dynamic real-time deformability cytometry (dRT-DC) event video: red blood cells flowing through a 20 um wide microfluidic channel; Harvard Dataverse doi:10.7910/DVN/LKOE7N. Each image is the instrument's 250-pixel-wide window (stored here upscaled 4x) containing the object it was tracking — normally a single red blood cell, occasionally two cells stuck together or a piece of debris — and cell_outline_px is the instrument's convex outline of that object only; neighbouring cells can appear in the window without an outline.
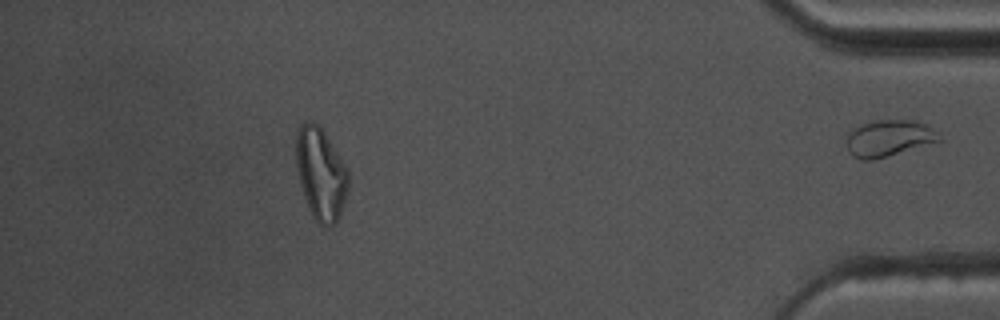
{"species": "common noctule bat (a hibernating species)", "species_latin": "Nyctalus noctula", "temperature_condition": "warm", "stored_images_in_passage": 42, "segment_of_instrument_passage": [2, 2], "camera_frame_rate_fps": 3000, "um_per_image_px": 0.085, "animal": {"sex": "male", "body_mass_g": 17.5, "forearm_length_mm": 52.3}, "frame": {"image": 1, "passage_image": 42, "time_ms": 13.667, "image_size_px": [1000, 320], "cell_outline_px": [[940, 140], [872, 160], [860, 160], [852, 156], [848, 152], [848, 132], [852, 128], [860, 124], [880, 120], [912, 120], [924, 124], [932, 128], [936, 132]], "centroid_in_image_um": [75.47, 11.74], "position_along_channel_um": 359.7, "area_um2": 19.19}}